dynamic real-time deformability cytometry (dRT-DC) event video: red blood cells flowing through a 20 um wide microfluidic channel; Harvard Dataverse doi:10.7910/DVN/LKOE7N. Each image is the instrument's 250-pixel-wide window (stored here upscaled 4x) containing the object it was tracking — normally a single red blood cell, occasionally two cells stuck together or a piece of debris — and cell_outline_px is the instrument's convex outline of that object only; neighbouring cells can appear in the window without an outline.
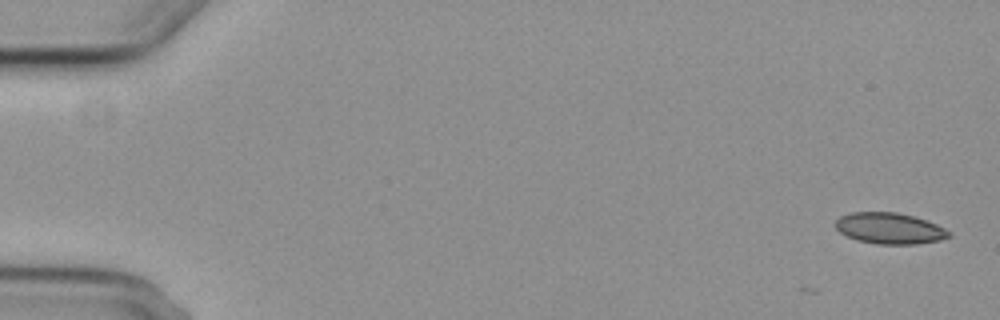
{"species": "common noctule bat (a hibernating species)", "species_latin": "Nyctalus noctula", "temperature_condition": "cold", "stored_images_in_passage": 5, "camera_frame_rate_fps": 3000, "um_per_image_px": 0.085, "animal": {"sex": "female", "body_mass_g": 29.2, "forearm_length_mm": 56.3}, "frame": {"image": 1, "passage_image": 1, "time_ms": 0.0, "image_size_px": [1000, 320], "cell_outline_px": [[952, 236], [940, 240], [916, 244], [876, 244], [860, 240], [848, 236], [840, 232], [836, 228], [836, 220], [840, 216], [852, 212], [896, 212], [912, 216], [936, 224], [952, 232]], "centroid_in_image_um": [75.64, 19.41], "position_along_channel_um": 9.4, "area_um2": 20.4}}
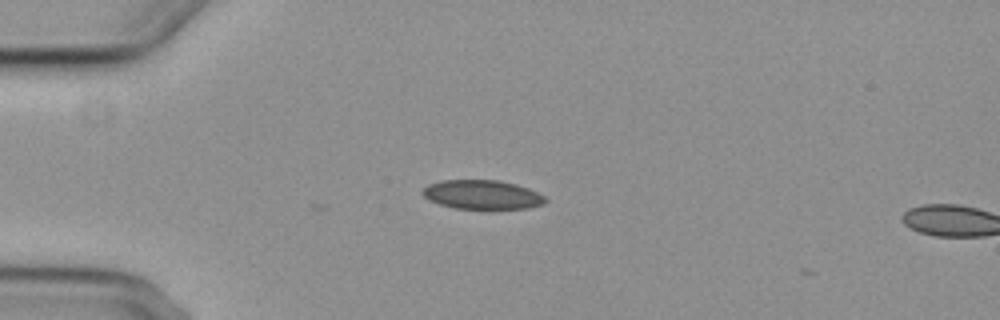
{"frame": {"image": 2, "passage_image": 4, "time_ms": 4.333, "image_size_px": [1000, 320], "cell_outline_px": [[548, 200], [544, 204], [528, 208], [456, 208], [440, 204], [428, 200], [420, 192], [428, 184], [440, 180], [500, 180], [516, 184], [528, 188], [544, 196]], "centroid_in_image_um": [40.97, 16.53], "position_along_channel_um": 44.0, "area_um2": 20.75}}